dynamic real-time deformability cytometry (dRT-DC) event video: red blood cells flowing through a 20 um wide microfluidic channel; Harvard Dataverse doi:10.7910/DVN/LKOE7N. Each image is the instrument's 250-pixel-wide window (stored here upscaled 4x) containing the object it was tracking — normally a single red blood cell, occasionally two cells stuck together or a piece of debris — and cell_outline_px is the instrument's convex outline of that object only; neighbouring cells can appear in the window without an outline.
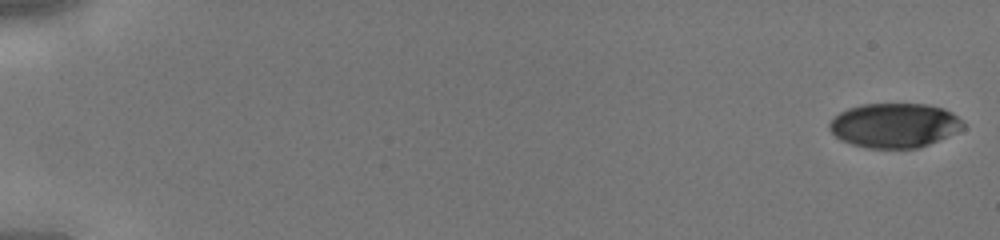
{"species": "human", "species_latin": "Homo sapiens", "temperature_condition": "cold", "stored_images_in_passage": 45, "camera_frame_rate_fps": 3000, "um_per_image_px": 0.085, "donor": {"sex": "male"}, "frame": {"image": 1, "passage_image": 1, "time_ms": 0.0, "image_size_px": [1000, 240], "cell_outline_px": [[964, 128], [956, 132], [928, 144], [916, 148], [868, 148], [852, 144], [840, 140], [828, 128], [828, 124], [840, 112], [848, 108], [860, 104], [928, 104], [944, 108], [952, 112], [964, 124]], "centroid_in_image_um": [76.01, 10.65], "position_along_channel_um": 9.0, "area_um2": 34.51}}
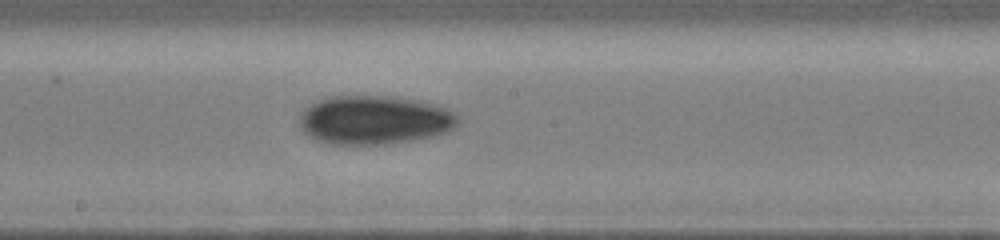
{"frame": {"image": 2, "passage_image": 26, "time_ms": 8.333, "image_size_px": [1000, 240], "cell_outline_px": [[460, 124], [436, 136], [384, 144], [332, 144], [316, 140], [308, 136], [300, 128], [300, 116], [304, 108], [316, 100], [328, 96], [392, 96], [420, 100], [456, 112], [460, 120]], "centroid_in_image_um": [31.81, 10.19], "position_along_channel_um": 216.4, "area_um2": 45.37}}
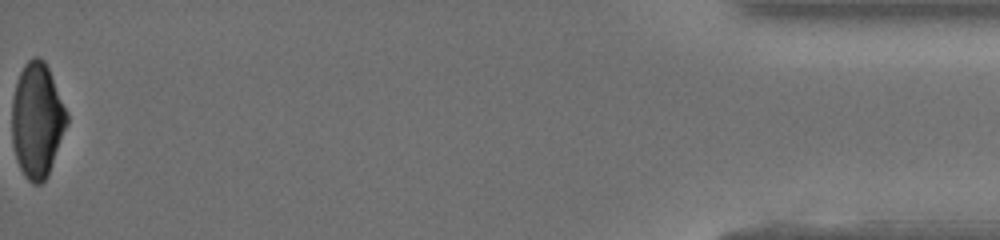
{"frame": {"image": 3, "passage_image": 45, "time_ms": 14.667, "image_size_px": [1000, 240], "cell_outline_px": [[68, 124], [48, 176], [40, 184], [32, 184], [24, 176], [16, 160], [12, 144], [12, 100], [16, 84], [20, 72], [24, 64], [32, 56], [40, 56], [44, 60], [48, 68], [68, 112]], "centroid_in_image_um": [3.16, 10.23], "position_along_channel_um": 432.0, "area_um2": 37.11}}